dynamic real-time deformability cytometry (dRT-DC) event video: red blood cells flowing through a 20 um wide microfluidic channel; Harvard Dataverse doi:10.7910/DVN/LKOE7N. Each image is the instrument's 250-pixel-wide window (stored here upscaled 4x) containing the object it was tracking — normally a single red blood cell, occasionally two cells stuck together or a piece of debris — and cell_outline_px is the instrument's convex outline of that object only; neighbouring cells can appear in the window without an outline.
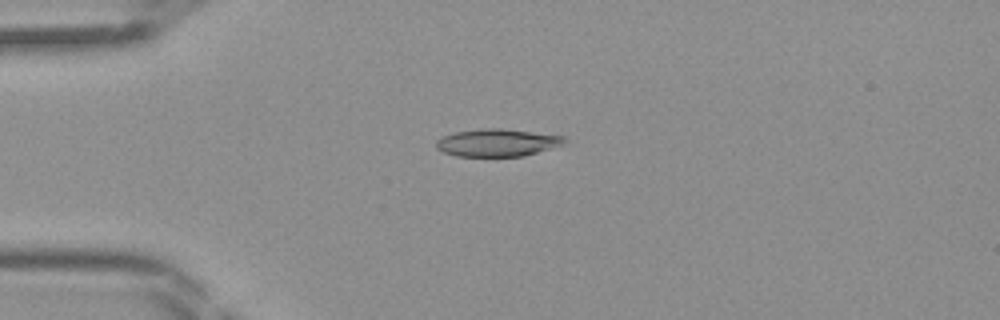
{"species": "Egyptian fruit bat (a non-hibernating species)", "species_latin": "Rousettus aegyptiacus", "temperature_condition": "room temperature", "stored_images_in_passage": 40, "camera_frame_rate_fps": 3000, "um_per_image_px": 0.085, "frame": {"image": 1, "passage_image": 7, "time_ms": 2.0, "image_size_px": [1000, 320], "cell_outline_px": [[568, 140], [564, 144], [524, 156], [456, 156], [444, 152], [436, 148], [436, 140], [440, 136], [456, 132], [480, 128], [500, 128], [568, 136]], "centroid_in_image_um": [42.28, 12.11], "position_along_channel_um": 42.7, "area_um2": 20.75}}
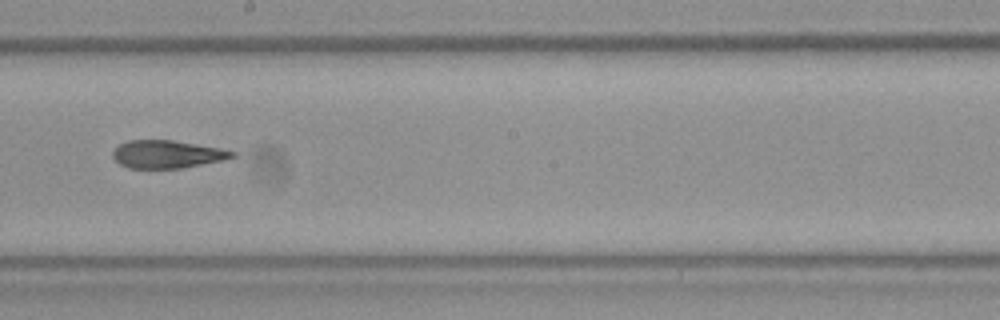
{"frame": {"image": 2, "passage_image": 21, "time_ms": 6.667, "image_size_px": [1000, 320], "cell_outline_px": [[236, 156], [224, 160], [180, 168], [128, 168], [120, 164], [112, 156], [112, 152], [120, 144], [128, 140], [172, 140], [220, 148], [236, 152]], "centroid_in_image_um": [14.21, 13.11], "position_along_channel_um": 234.0, "area_um2": 19.25}}
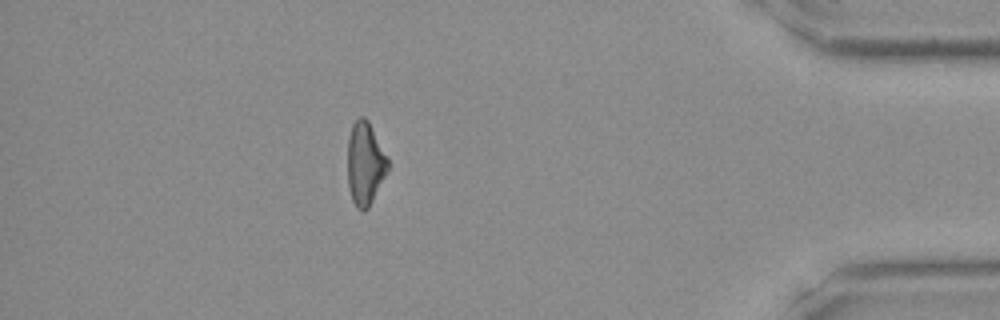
{"frame": {"image": 3, "passage_image": 35, "time_ms": 11.333, "image_size_px": [1000, 320], "cell_outline_px": [[388, 172], [368, 208], [356, 208], [352, 200], [348, 188], [348, 136], [352, 124], [360, 116], [364, 116], [368, 120], [388, 156]], "centroid_in_image_um": [31.04, 13.87], "position_along_channel_um": 404.2, "area_um2": 19.59}}